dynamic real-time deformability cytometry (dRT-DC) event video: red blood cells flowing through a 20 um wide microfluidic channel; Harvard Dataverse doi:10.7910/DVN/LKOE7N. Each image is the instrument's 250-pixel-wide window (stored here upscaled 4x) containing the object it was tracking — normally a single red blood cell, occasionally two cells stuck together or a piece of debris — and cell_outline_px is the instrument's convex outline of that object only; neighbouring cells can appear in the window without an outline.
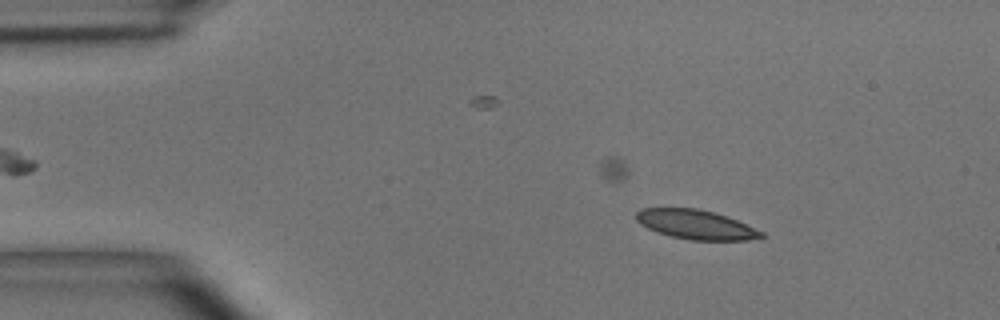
{"species": "common noctule bat (a hibernating species)", "species_latin": "Nyctalus noctula", "temperature_condition": "room temperature", "stored_images_in_passage": 51, "camera_frame_rate_fps": 3000, "um_per_image_px": 0.085, "animal": {"sex": "male", "body_mass_g": 15.6}, "frame": {"image": 1, "passage_image": 7, "time_ms": 2.0, "image_size_px": [1000, 320], "cell_outline_px": [[768, 236], [748, 240], [692, 240], [672, 236], [656, 232], [640, 224], [636, 220], [636, 212], [640, 208], [696, 208], [712, 212], [736, 220], [764, 232]], "centroid_in_image_um": [59.14, 19.09], "position_along_channel_um": 25.9, "area_um2": 21.27}}
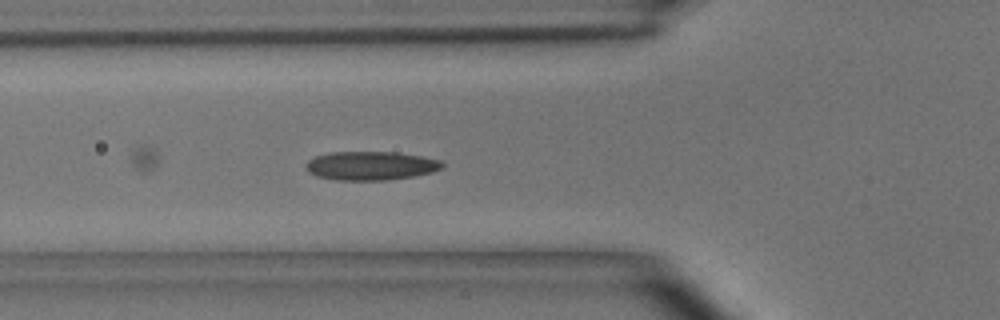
{"frame": {"image": 2, "passage_image": 17, "time_ms": 5.333, "image_size_px": [1000, 320], "cell_outline_px": [[444, 168], [432, 172], [416, 176], [384, 180], [332, 180], [316, 176], [308, 172], [304, 164], [308, 160], [316, 156], [328, 152], [396, 152], [420, 156], [440, 160], [444, 164]], "centroid_in_image_um": [31.5, 14.09], "position_along_channel_um": 94.3, "area_um2": 23.06}}
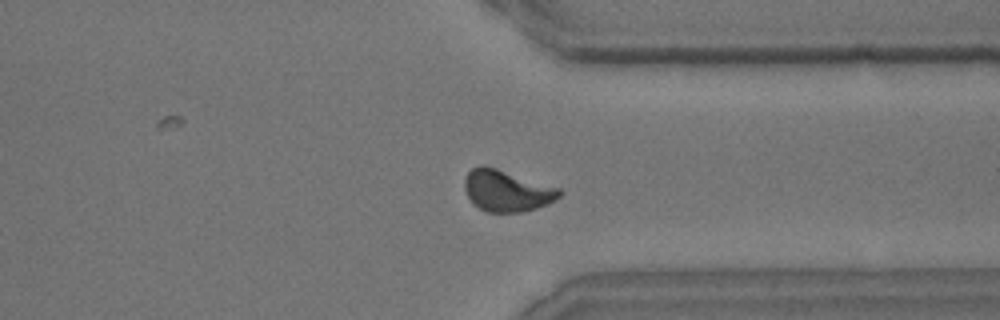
{"frame": {"image": 3, "passage_image": 38, "time_ms": 12.333, "image_size_px": [1000, 320], "cell_outline_px": [[564, 192], [556, 200], [548, 204], [536, 208], [520, 212], [484, 212], [472, 204], [464, 188], [464, 180], [468, 172], [472, 168], [480, 164], [484, 164], [560, 188]], "centroid_in_image_um": [43.06, 16.21], "position_along_channel_um": 368.3, "area_um2": 23.18}, "authors_computed_cell_mechanics": {"area_um2": 22.3108, "velocity_mm_per_s": 3.9287, "shape_relaxation_time_tau1_ms": 1.8759, "shape_relaxation_time_tau2_ms": null, "deformation_change_tau1": 0.0794, "deformation_change_tau2": null}}